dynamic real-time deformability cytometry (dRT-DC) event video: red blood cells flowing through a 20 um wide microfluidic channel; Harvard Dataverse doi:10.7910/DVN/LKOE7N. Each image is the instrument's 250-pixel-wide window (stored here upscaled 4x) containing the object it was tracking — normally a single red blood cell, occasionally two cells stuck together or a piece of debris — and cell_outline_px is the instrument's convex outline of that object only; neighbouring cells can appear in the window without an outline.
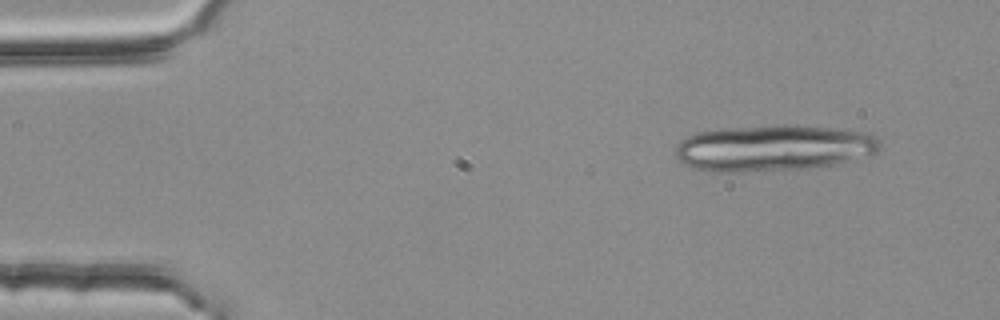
{"species": "common noctule bat (a hibernating species)", "species_latin": "Nyctalus noctula", "temperature_condition": "room temperature", "stored_images_in_passage": 5, "camera_frame_rate_fps": 3000, "um_per_image_px": 0.085, "animal": {"sex": "female", "body_mass_g": 25.1}, "frame": {"image": 1, "passage_image": 1, "time_ms": 0.0, "image_size_px": [1000, 320], "cell_outline_px": [[880, 144], [876, 152], [836, 164], [808, 168], [740, 172], [720, 172], [692, 168], [684, 164], [676, 156], [676, 148], [688, 136], [696, 132], [720, 128], [776, 124], [788, 124], [832, 128], [864, 132], [880, 140]], "centroid_in_image_um": [65.7, 12.56], "position_along_channel_um": 19.3, "area_um2": 54.97}}